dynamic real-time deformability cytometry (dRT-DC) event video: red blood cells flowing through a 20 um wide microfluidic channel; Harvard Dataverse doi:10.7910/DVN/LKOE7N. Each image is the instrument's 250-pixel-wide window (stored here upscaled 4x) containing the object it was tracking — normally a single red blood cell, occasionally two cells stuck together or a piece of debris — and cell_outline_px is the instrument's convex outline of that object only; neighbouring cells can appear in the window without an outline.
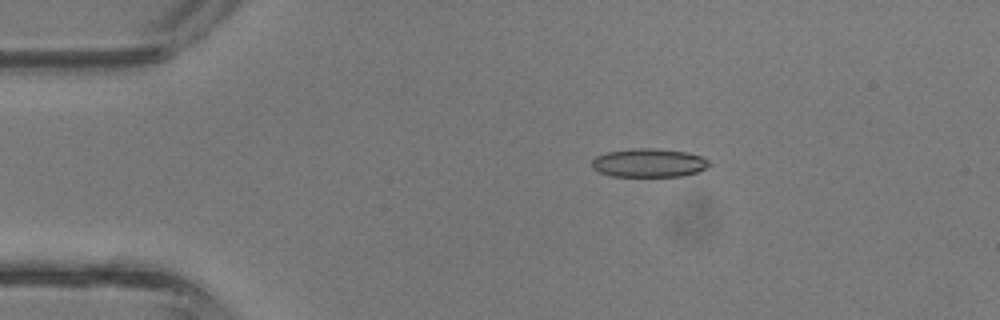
{"species": "common noctule bat (a hibernating species)", "species_latin": "Nyctalus noctula", "temperature_condition": "room temperature", "stored_images_in_passage": 4, "camera_frame_rate_fps": 3000, "um_per_image_px": 0.085, "animal": {"sex": "male", "body_mass_g": 13.3}, "frame": {"image": 1, "passage_image": 3, "time_ms": 0.667, "image_size_px": [1000, 320], "cell_outline_px": [[708, 164], [704, 168], [696, 172], [680, 176], [612, 176], [600, 172], [592, 168], [592, 160], [596, 156], [608, 152], [632, 148], [652, 148], [688, 152], [700, 156], [708, 160]], "centroid_in_image_um": [55.11, 13.84], "position_along_channel_um": 29.9, "area_um2": 19.31}}